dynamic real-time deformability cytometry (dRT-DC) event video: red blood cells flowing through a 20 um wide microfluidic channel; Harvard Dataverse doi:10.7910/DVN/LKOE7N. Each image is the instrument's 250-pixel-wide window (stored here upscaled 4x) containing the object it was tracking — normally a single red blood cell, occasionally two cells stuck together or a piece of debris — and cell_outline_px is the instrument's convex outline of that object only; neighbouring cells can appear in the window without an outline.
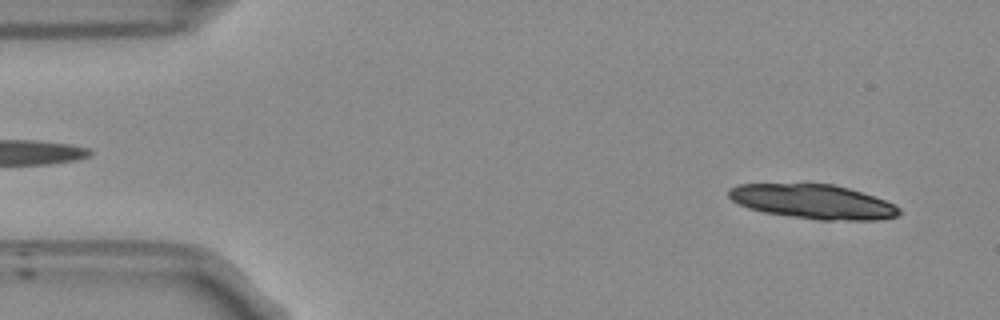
{"species": "Egyptian fruit bat (a non-hibernating species)", "species_latin": "Rousettus aegyptiacus", "temperature_condition": "room temperature", "stored_images_in_passage": 17, "camera_frame_rate_fps": 3000, "um_per_image_px": 0.085, "frame": {"image": 1, "passage_image": 3, "time_ms": 0.667, "image_size_px": [1000, 320], "cell_outline_px": [[900, 212], [896, 216], [876, 220], [820, 220], [764, 212], [748, 208], [732, 200], [728, 196], [728, 188], [740, 184], [832, 184], [848, 188], [884, 200], [900, 208]], "centroid_in_image_um": [69.08, 17.14], "position_along_channel_um": 15.9, "area_um2": 33.7}}